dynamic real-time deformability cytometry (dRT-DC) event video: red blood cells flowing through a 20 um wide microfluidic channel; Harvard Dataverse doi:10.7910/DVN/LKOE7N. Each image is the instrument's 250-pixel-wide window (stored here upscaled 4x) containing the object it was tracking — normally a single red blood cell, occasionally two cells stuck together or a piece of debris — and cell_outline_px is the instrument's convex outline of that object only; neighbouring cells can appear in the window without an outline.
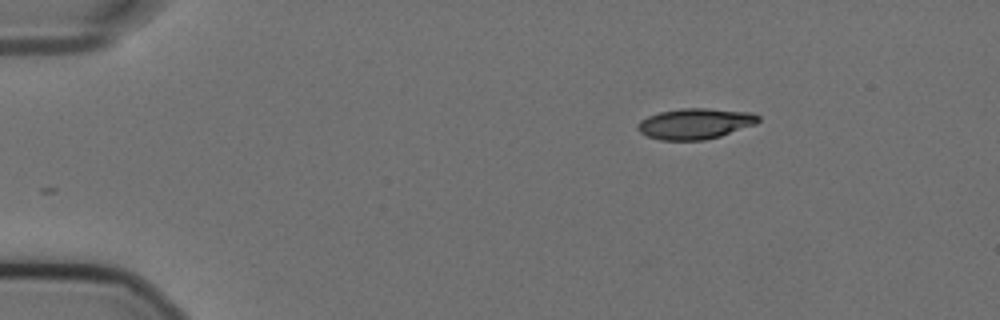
{"species": "Egyptian fruit bat (a non-hibernating species)", "species_latin": "Rousettus aegyptiacus", "temperature_condition": "cold", "stored_images_in_passage": 12, "camera_frame_rate_fps": 3000, "um_per_image_px": 0.085, "animal": {"sex": "female"}, "frame": {"image": 1, "passage_image": 1, "time_ms": 0.0, "image_size_px": [1000, 320], "cell_outline_px": [[760, 120], [756, 124], [720, 136], [704, 140], [660, 140], [648, 136], [640, 132], [636, 128], [636, 124], [640, 120], [648, 116], [660, 112], [680, 108], [704, 108], [752, 112], [760, 116]], "centroid_in_image_um": [59.08, 10.51], "position_along_channel_um": 25.9, "area_um2": 21.68}}
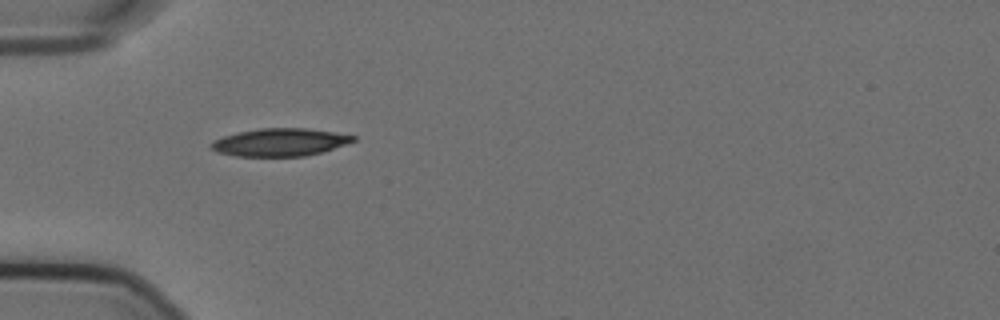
{"frame": {"image": 2, "passage_image": 10, "time_ms": 3.0, "image_size_px": [1000, 320], "cell_outline_px": [[356, 140], [320, 152], [304, 156], [236, 156], [216, 152], [208, 148], [208, 144], [212, 140], [236, 132], [260, 128], [304, 128], [332, 132], [356, 136]], "centroid_in_image_um": [23.68, 12.09], "position_along_channel_um": 61.3, "area_um2": 22.89}}